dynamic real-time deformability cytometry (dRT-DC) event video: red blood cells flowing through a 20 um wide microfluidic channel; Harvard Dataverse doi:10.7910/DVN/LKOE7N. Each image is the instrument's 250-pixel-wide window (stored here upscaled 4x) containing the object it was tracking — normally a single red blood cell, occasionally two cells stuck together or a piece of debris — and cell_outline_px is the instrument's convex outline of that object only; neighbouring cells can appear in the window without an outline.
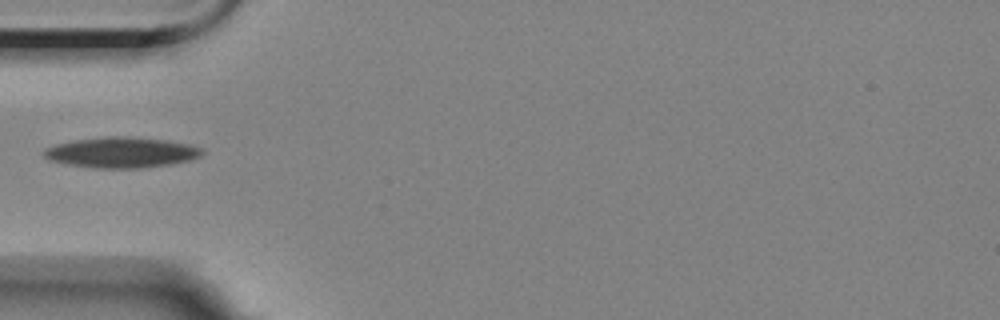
{"species": "Egyptian fruit bat (a non-hibernating species)", "species_latin": "Rousettus aegyptiacus", "temperature_condition": "room temperature", "stored_images_in_passage": 2, "camera_frame_rate_fps": 3000, "um_per_image_px": 0.085, "animal": {"sex": "female"}, "frame": {"image": 1, "passage_image": 1, "time_ms": 0.0, "image_size_px": [1000, 320], "cell_outline_px": [[204, 152], [200, 156], [192, 160], [172, 164], [140, 168], [92, 168], [64, 164], [48, 160], [40, 152], [44, 148], [56, 144], [76, 140], [104, 136], [128, 136], [168, 140], [192, 144], [204, 148]], "centroid_in_image_um": [10.33, 12.96], "position_along_channel_um": 74.7, "area_um2": 28.78}}
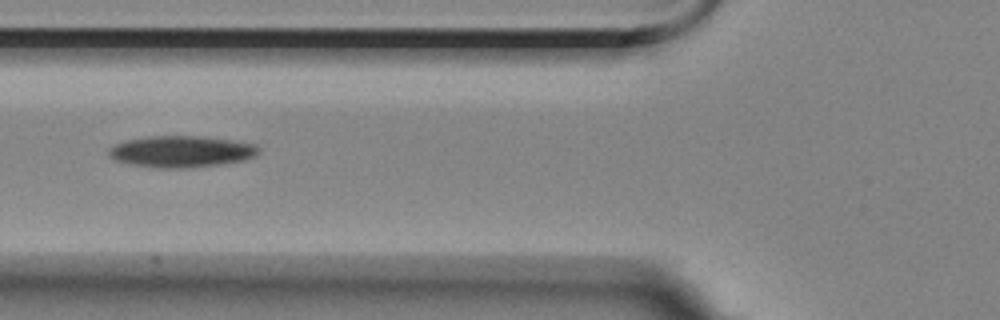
{"frame": {"image": 2, "passage_image": 2, "time_ms": 1.0, "image_size_px": [1000, 320], "cell_outline_px": [[260, 152], [256, 156], [244, 160], [220, 164], [192, 168], [156, 168], [128, 164], [112, 160], [108, 156], [108, 148], [124, 140], [148, 136], [200, 136], [232, 140], [256, 144], [260, 148]], "centroid_in_image_um": [15.38, 12.89], "position_along_channel_um": 110.4, "area_um2": 27.98}}